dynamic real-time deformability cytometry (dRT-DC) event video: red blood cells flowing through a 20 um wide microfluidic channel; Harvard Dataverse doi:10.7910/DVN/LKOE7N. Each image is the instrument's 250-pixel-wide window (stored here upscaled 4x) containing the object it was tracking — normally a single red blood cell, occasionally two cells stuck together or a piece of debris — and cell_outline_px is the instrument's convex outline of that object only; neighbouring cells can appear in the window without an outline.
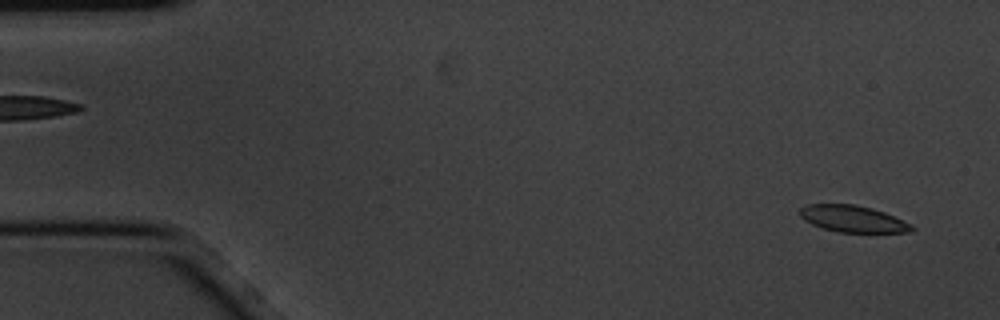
{"species": "common noctule bat (a hibernating species)", "species_latin": "Nyctalus noctula", "temperature_condition": "cold", "stored_images_in_passage": 8, "camera_frame_rate_fps": 3000, "um_per_image_px": 0.085, "animal": {"sex": "male", "body_mass_g": 20.1, "forearm_length_mm": 53.5}, "frame": {"image": 1, "passage_image": 1, "time_ms": 0.0, "image_size_px": [1000, 320], "cell_outline_px": [[916, 228], [912, 232], [836, 232], [812, 224], [804, 220], [800, 216], [800, 208], [804, 204], [852, 204], [872, 208], [884, 212], [912, 224]], "centroid_in_image_um": [72.49, 18.6], "position_along_channel_um": 12.5, "area_um2": 17.4}}
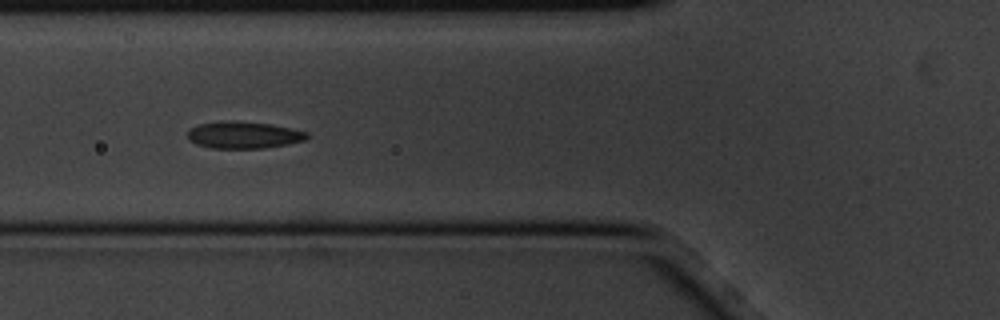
{"frame": {"image": 2, "passage_image": 5, "time_ms": 1.333, "image_size_px": [1000, 320], "cell_outline_px": [[308, 136], [304, 140], [288, 144], [264, 148], [212, 148], [196, 144], [188, 140], [188, 132], [192, 128], [200, 124], [220, 120], [232, 120], [272, 124], [292, 128], [308, 132]], "centroid_in_image_um": [20.71, 11.46], "position_along_channel_um": 105.1, "area_um2": 18.84}}
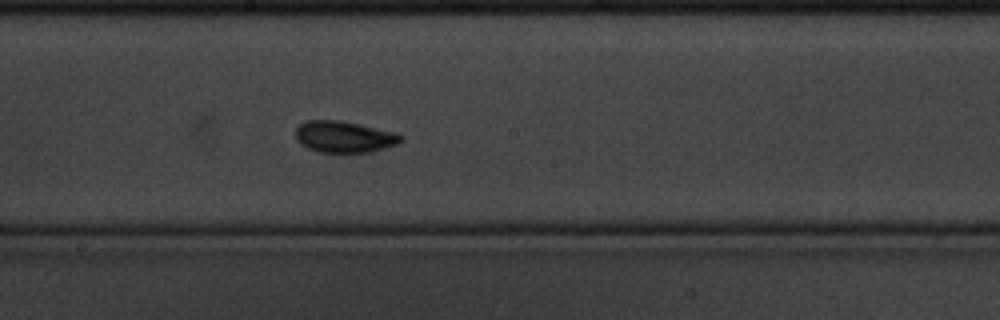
{"frame": {"image": 3, "passage_image": 8, "time_ms": 2.333, "image_size_px": [1000, 320], "cell_outline_px": [[404, 140], [396, 144], [384, 148], [368, 152], [316, 152], [300, 144], [296, 140], [296, 128], [304, 120], [340, 120], [360, 124], [396, 132], [404, 136]], "centroid_in_image_um": [29.25, 11.62], "position_along_channel_um": 219.0, "area_um2": 19.48}}